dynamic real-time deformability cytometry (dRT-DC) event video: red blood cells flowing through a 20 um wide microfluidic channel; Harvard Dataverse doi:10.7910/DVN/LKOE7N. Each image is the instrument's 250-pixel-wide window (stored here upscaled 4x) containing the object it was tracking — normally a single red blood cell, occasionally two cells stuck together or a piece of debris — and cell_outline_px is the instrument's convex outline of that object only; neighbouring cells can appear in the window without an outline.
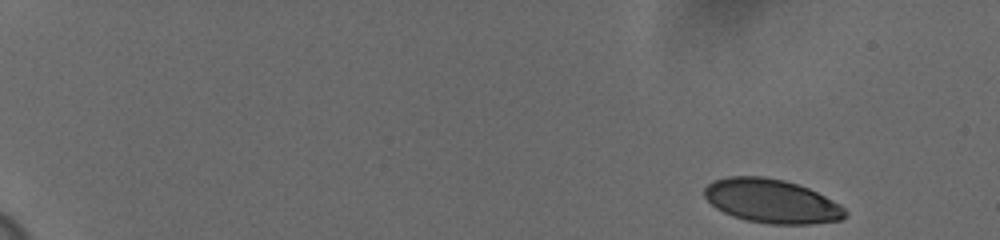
{"species": "human", "species_latin": "Homo sapiens", "temperature_condition": "cold", "stored_images_in_passage": 54, "camera_frame_rate_fps": 3000, "um_per_image_px": 0.085, "donor": {"sex": "female"}, "frame": {"image": 1, "passage_image": 1, "time_ms": 0.0, "image_size_px": [1000, 240], "cell_outline_px": [[848, 216], [840, 220], [812, 224], [768, 224], [744, 220], [732, 216], [716, 208], [704, 196], [704, 188], [712, 180], [728, 176], [764, 176], [784, 180], [808, 188], [840, 204], [848, 212]], "centroid_in_image_um": [65.58, 17.1], "position_along_channel_um": 19.4, "area_um2": 36.18}}
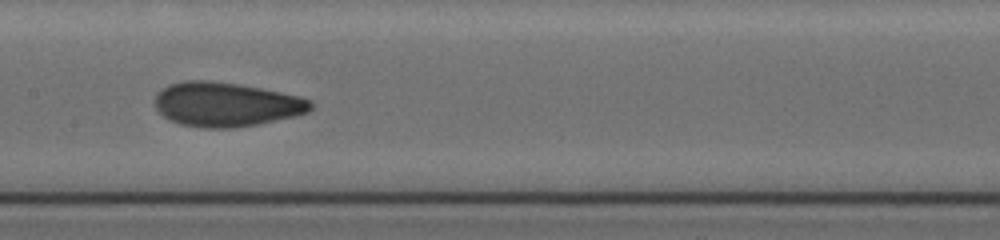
{"frame": {"image": 2, "passage_image": 29, "time_ms": 9.333, "image_size_px": [1000, 240], "cell_outline_px": [[316, 104], [308, 112], [296, 116], [260, 124], [232, 128], [204, 128], [180, 124], [168, 120], [156, 108], [156, 92], [168, 84], [188, 80], [212, 80], [240, 84], [300, 96], [312, 100]], "centroid_in_image_um": [19.25, 8.87], "position_along_channel_um": 188.2, "area_um2": 40.63}}
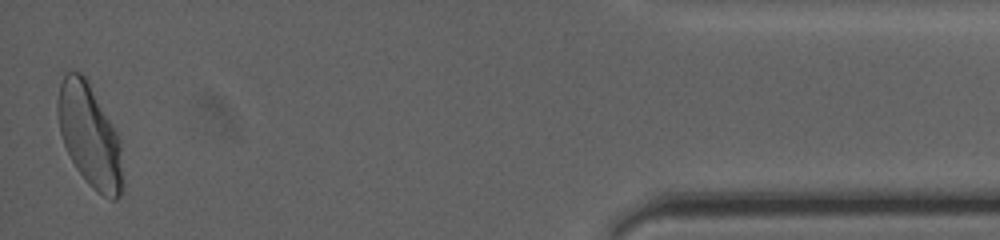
{"frame": {"image": 3, "passage_image": 54, "time_ms": 17.667, "image_size_px": [1000, 240], "cell_outline_px": [[124, 188], [120, 196], [116, 200], [112, 200], [96, 192], [88, 184], [76, 168], [64, 144], [60, 132], [56, 108], [56, 100], [60, 84], [64, 76], [68, 72], [80, 72], [88, 80], [116, 132], [120, 140], [124, 180]], "centroid_in_image_um": [7.63, 11.57], "position_along_channel_um": 427.6, "area_um2": 39.07}, "authors_computed_cell_mechanics": {"area_um2": 38.3214, "velocity_mm_per_s": 3.6224, "shape_relaxation_time_tau1_ms": 5.7277, "shape_relaxation_time_tau2_ms": 0.9965, "deformation_change_tau1": 0.1578, "deformation_change_tau2": 0.0605}}